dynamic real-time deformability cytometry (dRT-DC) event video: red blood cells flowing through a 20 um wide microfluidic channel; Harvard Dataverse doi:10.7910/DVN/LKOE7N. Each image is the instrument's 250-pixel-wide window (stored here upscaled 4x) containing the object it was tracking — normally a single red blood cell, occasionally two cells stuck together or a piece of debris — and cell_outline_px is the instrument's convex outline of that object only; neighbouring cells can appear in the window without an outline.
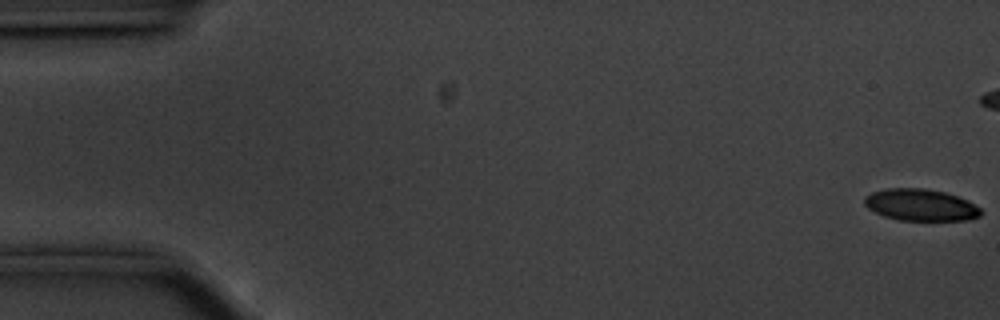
{"species": "common noctule bat (a hibernating species)", "species_latin": "Nyctalus noctula", "temperature_condition": "cold", "stored_images_in_passage": 45, "camera_frame_rate_fps": 3000, "um_per_image_px": 0.085, "animal": {"sex": "male", "body_mass_g": 20.1, "forearm_length_mm": 53.5}, "frame": {"image": 1, "passage_image": 1, "time_ms": 0.0, "image_size_px": [1000, 320], "cell_outline_px": [[980, 216], [968, 220], [900, 220], [884, 216], [868, 208], [864, 204], [864, 196], [872, 192], [888, 188], [924, 188], [944, 192], [968, 200], [980, 208]], "centroid_in_image_um": [78.24, 17.41], "position_along_channel_um": 6.8, "area_um2": 21.44}}
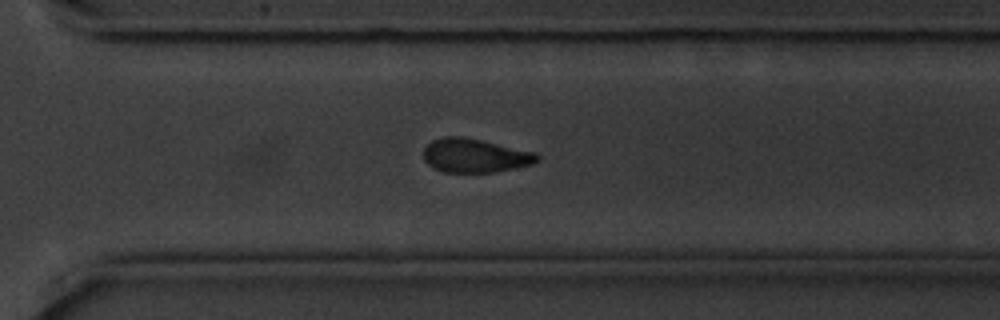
{"frame": {"image": 2, "passage_image": 40, "time_ms": 13.0, "image_size_px": [1000, 320], "cell_outline_px": [[540, 160], [532, 164], [492, 172], [444, 172], [432, 168], [424, 160], [424, 148], [432, 140], [444, 136], [460, 136], [480, 140], [536, 152], [540, 156]], "centroid_in_image_um": [40.35, 13.22], "position_along_channel_um": 330.2, "area_um2": 22.31}}
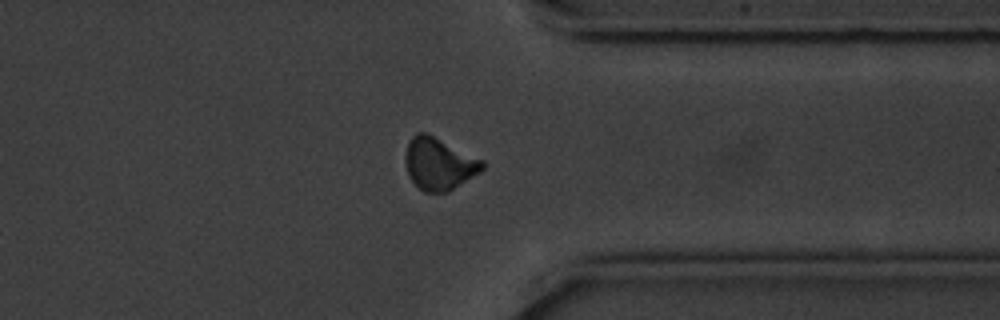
{"frame": {"image": 3, "passage_image": 44, "time_ms": 14.333, "image_size_px": [1000, 320], "cell_outline_px": [[484, 168], [480, 172], [448, 192], [424, 192], [408, 176], [404, 160], [408, 140], [416, 132], [428, 132], [484, 160]], "centroid_in_image_um": [37.31, 13.89], "position_along_channel_um": 374.1, "area_um2": 23.7}}